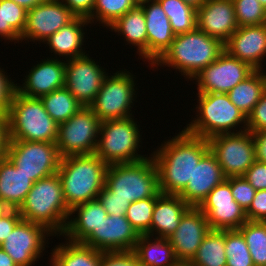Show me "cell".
I'll use <instances>...</instances> for the list:
<instances>
[{"label": "cell", "instance_id": "6f0895ef", "mask_svg": "<svg viewBox=\"0 0 266 266\" xmlns=\"http://www.w3.org/2000/svg\"><path fill=\"white\" fill-rule=\"evenodd\" d=\"M7 210L8 208L0 201V216Z\"/></svg>", "mask_w": 266, "mask_h": 266}, {"label": "cell", "instance_id": "7a4b0ae2", "mask_svg": "<svg viewBox=\"0 0 266 266\" xmlns=\"http://www.w3.org/2000/svg\"><path fill=\"white\" fill-rule=\"evenodd\" d=\"M224 51L225 44L221 40L196 27L192 31L175 35L170 47L151 67H172L187 80H192Z\"/></svg>", "mask_w": 266, "mask_h": 266}, {"label": "cell", "instance_id": "83f0119b", "mask_svg": "<svg viewBox=\"0 0 266 266\" xmlns=\"http://www.w3.org/2000/svg\"><path fill=\"white\" fill-rule=\"evenodd\" d=\"M33 184L7 157L0 160V201L8 209H18Z\"/></svg>", "mask_w": 266, "mask_h": 266}, {"label": "cell", "instance_id": "f5cc1de1", "mask_svg": "<svg viewBox=\"0 0 266 266\" xmlns=\"http://www.w3.org/2000/svg\"><path fill=\"white\" fill-rule=\"evenodd\" d=\"M252 134L255 144L256 160L266 163V129Z\"/></svg>", "mask_w": 266, "mask_h": 266}, {"label": "cell", "instance_id": "277c9868", "mask_svg": "<svg viewBox=\"0 0 266 266\" xmlns=\"http://www.w3.org/2000/svg\"><path fill=\"white\" fill-rule=\"evenodd\" d=\"M18 212L23 220L41 224L60 237L70 217V209L65 203L58 173L34 182Z\"/></svg>", "mask_w": 266, "mask_h": 266}, {"label": "cell", "instance_id": "52a82bcc", "mask_svg": "<svg viewBox=\"0 0 266 266\" xmlns=\"http://www.w3.org/2000/svg\"><path fill=\"white\" fill-rule=\"evenodd\" d=\"M113 192V197H120L132 202L159 197V175L154 158L134 163L110 164L104 186Z\"/></svg>", "mask_w": 266, "mask_h": 266}, {"label": "cell", "instance_id": "4316f807", "mask_svg": "<svg viewBox=\"0 0 266 266\" xmlns=\"http://www.w3.org/2000/svg\"><path fill=\"white\" fill-rule=\"evenodd\" d=\"M89 20L85 17H76L68 25L60 28L56 33L47 38L43 44H47L53 55H59L65 60L83 56L86 51L82 47L85 42L84 27L89 25Z\"/></svg>", "mask_w": 266, "mask_h": 266}, {"label": "cell", "instance_id": "cb8c5ba5", "mask_svg": "<svg viewBox=\"0 0 266 266\" xmlns=\"http://www.w3.org/2000/svg\"><path fill=\"white\" fill-rule=\"evenodd\" d=\"M226 178L218 160L209 150L194 167L192 180L179 196L190 207H198L210 191Z\"/></svg>", "mask_w": 266, "mask_h": 266}, {"label": "cell", "instance_id": "ffe728a7", "mask_svg": "<svg viewBox=\"0 0 266 266\" xmlns=\"http://www.w3.org/2000/svg\"><path fill=\"white\" fill-rule=\"evenodd\" d=\"M225 50L240 61L248 63L255 70H263L266 56V23L239 26L225 43Z\"/></svg>", "mask_w": 266, "mask_h": 266}, {"label": "cell", "instance_id": "74e56055", "mask_svg": "<svg viewBox=\"0 0 266 266\" xmlns=\"http://www.w3.org/2000/svg\"><path fill=\"white\" fill-rule=\"evenodd\" d=\"M137 5L136 0H95L92 14L87 19L91 25L99 22L98 24L108 28L118 18Z\"/></svg>", "mask_w": 266, "mask_h": 266}, {"label": "cell", "instance_id": "d6986e66", "mask_svg": "<svg viewBox=\"0 0 266 266\" xmlns=\"http://www.w3.org/2000/svg\"><path fill=\"white\" fill-rule=\"evenodd\" d=\"M210 230L204 213L198 207H190L181 217L175 232L168 238L176 259L182 264H188Z\"/></svg>", "mask_w": 266, "mask_h": 266}, {"label": "cell", "instance_id": "d590c367", "mask_svg": "<svg viewBox=\"0 0 266 266\" xmlns=\"http://www.w3.org/2000/svg\"><path fill=\"white\" fill-rule=\"evenodd\" d=\"M170 20L175 35L184 34L197 27V10L182 0H157Z\"/></svg>", "mask_w": 266, "mask_h": 266}, {"label": "cell", "instance_id": "94428289", "mask_svg": "<svg viewBox=\"0 0 266 266\" xmlns=\"http://www.w3.org/2000/svg\"><path fill=\"white\" fill-rule=\"evenodd\" d=\"M178 266H189V265L180 263Z\"/></svg>", "mask_w": 266, "mask_h": 266}, {"label": "cell", "instance_id": "ba28073f", "mask_svg": "<svg viewBox=\"0 0 266 266\" xmlns=\"http://www.w3.org/2000/svg\"><path fill=\"white\" fill-rule=\"evenodd\" d=\"M133 117L101 122L95 154L106 164L134 163L147 158L138 154L142 134Z\"/></svg>", "mask_w": 266, "mask_h": 266}, {"label": "cell", "instance_id": "bcb514c9", "mask_svg": "<svg viewBox=\"0 0 266 266\" xmlns=\"http://www.w3.org/2000/svg\"><path fill=\"white\" fill-rule=\"evenodd\" d=\"M6 74V75H5ZM16 91V83L11 80L4 68L0 67V113L8 114L14 92Z\"/></svg>", "mask_w": 266, "mask_h": 266}, {"label": "cell", "instance_id": "9c48e42d", "mask_svg": "<svg viewBox=\"0 0 266 266\" xmlns=\"http://www.w3.org/2000/svg\"><path fill=\"white\" fill-rule=\"evenodd\" d=\"M133 76L135 75L125 69L113 75L107 74L104 78L98 94L89 106L101 122L133 116L131 109L137 97Z\"/></svg>", "mask_w": 266, "mask_h": 266}, {"label": "cell", "instance_id": "680465c9", "mask_svg": "<svg viewBox=\"0 0 266 266\" xmlns=\"http://www.w3.org/2000/svg\"><path fill=\"white\" fill-rule=\"evenodd\" d=\"M259 2L266 9V0H259Z\"/></svg>", "mask_w": 266, "mask_h": 266}, {"label": "cell", "instance_id": "5bb4252c", "mask_svg": "<svg viewBox=\"0 0 266 266\" xmlns=\"http://www.w3.org/2000/svg\"><path fill=\"white\" fill-rule=\"evenodd\" d=\"M53 235L45 226L22 219L0 247L17 266H32L47 247L46 237Z\"/></svg>", "mask_w": 266, "mask_h": 266}, {"label": "cell", "instance_id": "7c38bea8", "mask_svg": "<svg viewBox=\"0 0 266 266\" xmlns=\"http://www.w3.org/2000/svg\"><path fill=\"white\" fill-rule=\"evenodd\" d=\"M208 143L226 177L242 176L256 161L253 134L249 130L216 135Z\"/></svg>", "mask_w": 266, "mask_h": 266}, {"label": "cell", "instance_id": "7402d4cb", "mask_svg": "<svg viewBox=\"0 0 266 266\" xmlns=\"http://www.w3.org/2000/svg\"><path fill=\"white\" fill-rule=\"evenodd\" d=\"M144 12L147 28V62L150 67L170 47L175 34L170 20L157 0H147L138 4Z\"/></svg>", "mask_w": 266, "mask_h": 266}, {"label": "cell", "instance_id": "e0dca14e", "mask_svg": "<svg viewBox=\"0 0 266 266\" xmlns=\"http://www.w3.org/2000/svg\"><path fill=\"white\" fill-rule=\"evenodd\" d=\"M75 18L76 16L60 0H45L27 10L26 27L20 41H38L41 44Z\"/></svg>", "mask_w": 266, "mask_h": 266}, {"label": "cell", "instance_id": "60d3db41", "mask_svg": "<svg viewBox=\"0 0 266 266\" xmlns=\"http://www.w3.org/2000/svg\"><path fill=\"white\" fill-rule=\"evenodd\" d=\"M238 26L266 23V9L259 0H232Z\"/></svg>", "mask_w": 266, "mask_h": 266}, {"label": "cell", "instance_id": "8992f818", "mask_svg": "<svg viewBox=\"0 0 266 266\" xmlns=\"http://www.w3.org/2000/svg\"><path fill=\"white\" fill-rule=\"evenodd\" d=\"M7 116L10 140L57 141L58 123L45 110L40 98L15 91Z\"/></svg>", "mask_w": 266, "mask_h": 266}, {"label": "cell", "instance_id": "ac0fdd59", "mask_svg": "<svg viewBox=\"0 0 266 266\" xmlns=\"http://www.w3.org/2000/svg\"><path fill=\"white\" fill-rule=\"evenodd\" d=\"M140 234L125 215L107 216L81 243L102 252L133 251Z\"/></svg>", "mask_w": 266, "mask_h": 266}, {"label": "cell", "instance_id": "7bdbcfd3", "mask_svg": "<svg viewBox=\"0 0 266 266\" xmlns=\"http://www.w3.org/2000/svg\"><path fill=\"white\" fill-rule=\"evenodd\" d=\"M98 199L102 203L108 216L125 215L128 206L131 204L128 200L121 199L120 197H113V192L108 191L105 187L99 193Z\"/></svg>", "mask_w": 266, "mask_h": 266}, {"label": "cell", "instance_id": "91938a15", "mask_svg": "<svg viewBox=\"0 0 266 266\" xmlns=\"http://www.w3.org/2000/svg\"><path fill=\"white\" fill-rule=\"evenodd\" d=\"M143 1H147V0H136V2L139 4V3H141V2H143Z\"/></svg>", "mask_w": 266, "mask_h": 266}, {"label": "cell", "instance_id": "484cf974", "mask_svg": "<svg viewBox=\"0 0 266 266\" xmlns=\"http://www.w3.org/2000/svg\"><path fill=\"white\" fill-rule=\"evenodd\" d=\"M73 214H77L76 217ZM68 222L61 235L66 240L82 242L91 232H97L98 226L108 215L99 199L74 206L70 210Z\"/></svg>", "mask_w": 266, "mask_h": 266}, {"label": "cell", "instance_id": "3957f363", "mask_svg": "<svg viewBox=\"0 0 266 266\" xmlns=\"http://www.w3.org/2000/svg\"><path fill=\"white\" fill-rule=\"evenodd\" d=\"M108 166L95 153L61 158L57 173L70 210L98 198L105 186Z\"/></svg>", "mask_w": 266, "mask_h": 266}, {"label": "cell", "instance_id": "9f6ffc18", "mask_svg": "<svg viewBox=\"0 0 266 266\" xmlns=\"http://www.w3.org/2000/svg\"><path fill=\"white\" fill-rule=\"evenodd\" d=\"M184 3L192 6L196 10L199 9L207 0H182Z\"/></svg>", "mask_w": 266, "mask_h": 266}, {"label": "cell", "instance_id": "d6a6232c", "mask_svg": "<svg viewBox=\"0 0 266 266\" xmlns=\"http://www.w3.org/2000/svg\"><path fill=\"white\" fill-rule=\"evenodd\" d=\"M225 230H210L189 266H226Z\"/></svg>", "mask_w": 266, "mask_h": 266}, {"label": "cell", "instance_id": "c3c4849f", "mask_svg": "<svg viewBox=\"0 0 266 266\" xmlns=\"http://www.w3.org/2000/svg\"><path fill=\"white\" fill-rule=\"evenodd\" d=\"M246 216L248 221L266 222V189L256 191Z\"/></svg>", "mask_w": 266, "mask_h": 266}, {"label": "cell", "instance_id": "9a60e30c", "mask_svg": "<svg viewBox=\"0 0 266 266\" xmlns=\"http://www.w3.org/2000/svg\"><path fill=\"white\" fill-rule=\"evenodd\" d=\"M198 208L206 216L211 230L239 229L248 221L246 212L232 196L230 177L214 187Z\"/></svg>", "mask_w": 266, "mask_h": 266}, {"label": "cell", "instance_id": "30bf717a", "mask_svg": "<svg viewBox=\"0 0 266 266\" xmlns=\"http://www.w3.org/2000/svg\"><path fill=\"white\" fill-rule=\"evenodd\" d=\"M6 157L33 182L56 174L61 162L56 142L10 140Z\"/></svg>", "mask_w": 266, "mask_h": 266}, {"label": "cell", "instance_id": "603a6c76", "mask_svg": "<svg viewBox=\"0 0 266 266\" xmlns=\"http://www.w3.org/2000/svg\"><path fill=\"white\" fill-rule=\"evenodd\" d=\"M197 28L224 44L238 29L232 0H207L197 9Z\"/></svg>", "mask_w": 266, "mask_h": 266}, {"label": "cell", "instance_id": "e575fe53", "mask_svg": "<svg viewBox=\"0 0 266 266\" xmlns=\"http://www.w3.org/2000/svg\"><path fill=\"white\" fill-rule=\"evenodd\" d=\"M40 99L45 110L58 124L70 119L83 107L65 87L43 95Z\"/></svg>", "mask_w": 266, "mask_h": 266}, {"label": "cell", "instance_id": "681fc988", "mask_svg": "<svg viewBox=\"0 0 266 266\" xmlns=\"http://www.w3.org/2000/svg\"><path fill=\"white\" fill-rule=\"evenodd\" d=\"M22 220L18 209H8L0 216V245L12 233L15 226Z\"/></svg>", "mask_w": 266, "mask_h": 266}, {"label": "cell", "instance_id": "1f68e13d", "mask_svg": "<svg viewBox=\"0 0 266 266\" xmlns=\"http://www.w3.org/2000/svg\"><path fill=\"white\" fill-rule=\"evenodd\" d=\"M265 91L266 72L255 70L244 81L232 88L227 95L230 101L248 117Z\"/></svg>", "mask_w": 266, "mask_h": 266}, {"label": "cell", "instance_id": "7dc6e473", "mask_svg": "<svg viewBox=\"0 0 266 266\" xmlns=\"http://www.w3.org/2000/svg\"><path fill=\"white\" fill-rule=\"evenodd\" d=\"M242 176L256 191L266 189V163L256 160Z\"/></svg>", "mask_w": 266, "mask_h": 266}, {"label": "cell", "instance_id": "6da1fadb", "mask_svg": "<svg viewBox=\"0 0 266 266\" xmlns=\"http://www.w3.org/2000/svg\"><path fill=\"white\" fill-rule=\"evenodd\" d=\"M208 140L192 135L182 129L171 139L151 153L158 175L162 194L180 195L192 180L194 167L209 151Z\"/></svg>", "mask_w": 266, "mask_h": 266}, {"label": "cell", "instance_id": "5b68a950", "mask_svg": "<svg viewBox=\"0 0 266 266\" xmlns=\"http://www.w3.org/2000/svg\"><path fill=\"white\" fill-rule=\"evenodd\" d=\"M197 95L196 118L194 117L183 128L186 132L208 140L216 135L247 130V117L230 101L227 94L197 93Z\"/></svg>", "mask_w": 266, "mask_h": 266}, {"label": "cell", "instance_id": "d4e9b609", "mask_svg": "<svg viewBox=\"0 0 266 266\" xmlns=\"http://www.w3.org/2000/svg\"><path fill=\"white\" fill-rule=\"evenodd\" d=\"M189 208L190 206L179 195L161 194L155 202L151 228L145 235L168 239Z\"/></svg>", "mask_w": 266, "mask_h": 266}, {"label": "cell", "instance_id": "11a10c76", "mask_svg": "<svg viewBox=\"0 0 266 266\" xmlns=\"http://www.w3.org/2000/svg\"><path fill=\"white\" fill-rule=\"evenodd\" d=\"M0 266H17L13 259L0 247Z\"/></svg>", "mask_w": 266, "mask_h": 266}, {"label": "cell", "instance_id": "f546056e", "mask_svg": "<svg viewBox=\"0 0 266 266\" xmlns=\"http://www.w3.org/2000/svg\"><path fill=\"white\" fill-rule=\"evenodd\" d=\"M133 251L141 266H178L180 264L175 257L172 245L166 238L140 235Z\"/></svg>", "mask_w": 266, "mask_h": 266}, {"label": "cell", "instance_id": "f35d334b", "mask_svg": "<svg viewBox=\"0 0 266 266\" xmlns=\"http://www.w3.org/2000/svg\"><path fill=\"white\" fill-rule=\"evenodd\" d=\"M226 266H254L246 240L238 229L225 230Z\"/></svg>", "mask_w": 266, "mask_h": 266}, {"label": "cell", "instance_id": "f907efd6", "mask_svg": "<svg viewBox=\"0 0 266 266\" xmlns=\"http://www.w3.org/2000/svg\"><path fill=\"white\" fill-rule=\"evenodd\" d=\"M76 17L88 18L93 11L95 0H60Z\"/></svg>", "mask_w": 266, "mask_h": 266}, {"label": "cell", "instance_id": "836d02e7", "mask_svg": "<svg viewBox=\"0 0 266 266\" xmlns=\"http://www.w3.org/2000/svg\"><path fill=\"white\" fill-rule=\"evenodd\" d=\"M27 22V10L12 0H0V37L19 43Z\"/></svg>", "mask_w": 266, "mask_h": 266}, {"label": "cell", "instance_id": "8fae6325", "mask_svg": "<svg viewBox=\"0 0 266 266\" xmlns=\"http://www.w3.org/2000/svg\"><path fill=\"white\" fill-rule=\"evenodd\" d=\"M101 120L90 107H82L70 119L58 124L56 145L61 158L96 152Z\"/></svg>", "mask_w": 266, "mask_h": 266}, {"label": "cell", "instance_id": "f1b7e54d", "mask_svg": "<svg viewBox=\"0 0 266 266\" xmlns=\"http://www.w3.org/2000/svg\"><path fill=\"white\" fill-rule=\"evenodd\" d=\"M111 31L125 37L127 44L135 46L141 58L147 61V28L143 9L137 5L126 12L108 27Z\"/></svg>", "mask_w": 266, "mask_h": 266}, {"label": "cell", "instance_id": "db71d44e", "mask_svg": "<svg viewBox=\"0 0 266 266\" xmlns=\"http://www.w3.org/2000/svg\"><path fill=\"white\" fill-rule=\"evenodd\" d=\"M19 6H22L26 10H30L33 7L43 3L45 0H12Z\"/></svg>", "mask_w": 266, "mask_h": 266}, {"label": "cell", "instance_id": "ab89813d", "mask_svg": "<svg viewBox=\"0 0 266 266\" xmlns=\"http://www.w3.org/2000/svg\"><path fill=\"white\" fill-rule=\"evenodd\" d=\"M157 198L150 197L132 202L126 210L127 220L140 235H145L151 228L153 209Z\"/></svg>", "mask_w": 266, "mask_h": 266}, {"label": "cell", "instance_id": "8d00e7d4", "mask_svg": "<svg viewBox=\"0 0 266 266\" xmlns=\"http://www.w3.org/2000/svg\"><path fill=\"white\" fill-rule=\"evenodd\" d=\"M238 230L246 240L254 266H266V222L246 221Z\"/></svg>", "mask_w": 266, "mask_h": 266}, {"label": "cell", "instance_id": "4dcf8cb0", "mask_svg": "<svg viewBox=\"0 0 266 266\" xmlns=\"http://www.w3.org/2000/svg\"><path fill=\"white\" fill-rule=\"evenodd\" d=\"M65 242L51 250L50 266H100L102 251L81 242Z\"/></svg>", "mask_w": 266, "mask_h": 266}, {"label": "cell", "instance_id": "4fadbf2b", "mask_svg": "<svg viewBox=\"0 0 266 266\" xmlns=\"http://www.w3.org/2000/svg\"><path fill=\"white\" fill-rule=\"evenodd\" d=\"M255 69L248 63L232 57L226 50L191 80H195L198 93L227 94L250 76Z\"/></svg>", "mask_w": 266, "mask_h": 266}, {"label": "cell", "instance_id": "ee69618b", "mask_svg": "<svg viewBox=\"0 0 266 266\" xmlns=\"http://www.w3.org/2000/svg\"><path fill=\"white\" fill-rule=\"evenodd\" d=\"M100 266H141L134 251L102 252Z\"/></svg>", "mask_w": 266, "mask_h": 266}, {"label": "cell", "instance_id": "816d5d0a", "mask_svg": "<svg viewBox=\"0 0 266 266\" xmlns=\"http://www.w3.org/2000/svg\"><path fill=\"white\" fill-rule=\"evenodd\" d=\"M9 141L8 116L0 113V160L6 157Z\"/></svg>", "mask_w": 266, "mask_h": 266}, {"label": "cell", "instance_id": "f6af8a7d", "mask_svg": "<svg viewBox=\"0 0 266 266\" xmlns=\"http://www.w3.org/2000/svg\"><path fill=\"white\" fill-rule=\"evenodd\" d=\"M266 129V91L247 117V130L259 132Z\"/></svg>", "mask_w": 266, "mask_h": 266}, {"label": "cell", "instance_id": "b9f144b4", "mask_svg": "<svg viewBox=\"0 0 266 266\" xmlns=\"http://www.w3.org/2000/svg\"><path fill=\"white\" fill-rule=\"evenodd\" d=\"M231 193L234 200L246 212L256 194V190L243 176H230Z\"/></svg>", "mask_w": 266, "mask_h": 266}, {"label": "cell", "instance_id": "44dd1931", "mask_svg": "<svg viewBox=\"0 0 266 266\" xmlns=\"http://www.w3.org/2000/svg\"><path fill=\"white\" fill-rule=\"evenodd\" d=\"M54 58L42 59V62L33 65L26 79L23 78V84L16 83V91L28 97L40 98L65 87V60H59L57 56Z\"/></svg>", "mask_w": 266, "mask_h": 266}, {"label": "cell", "instance_id": "2e32d148", "mask_svg": "<svg viewBox=\"0 0 266 266\" xmlns=\"http://www.w3.org/2000/svg\"><path fill=\"white\" fill-rule=\"evenodd\" d=\"M89 54L65 61V88L84 106L89 107L108 72Z\"/></svg>", "mask_w": 266, "mask_h": 266}]
</instances>
